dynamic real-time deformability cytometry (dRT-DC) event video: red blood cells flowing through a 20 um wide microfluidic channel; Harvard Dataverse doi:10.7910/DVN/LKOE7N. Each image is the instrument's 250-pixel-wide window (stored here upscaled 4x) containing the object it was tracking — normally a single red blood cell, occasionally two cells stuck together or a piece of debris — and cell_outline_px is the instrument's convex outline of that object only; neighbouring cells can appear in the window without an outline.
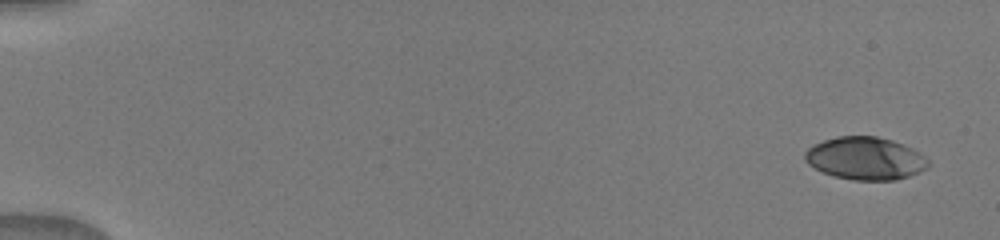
{"species": "human", "species_latin": "Homo sapiens", "temperature_condition": "warm", "stored_images_in_passage": 5, "camera_frame_rate_fps": 3000, "um_per_image_px": 0.085, "donor": {"sex": "male"}, "frame": {"image": 1, "passage_image": 1, "time_ms": 0.0, "image_size_px": [1000, 240], "cell_outline_px": [[928, 168], [920, 172], [896, 180], [852, 180], [832, 176], [808, 164], [804, 160], [804, 152], [812, 144], [836, 136], [876, 136], [892, 140], [904, 144], [920, 152], [928, 160]], "centroid_in_image_um": [73.54, 13.46], "position_along_channel_um": 11.5, "area_um2": 30.92}}
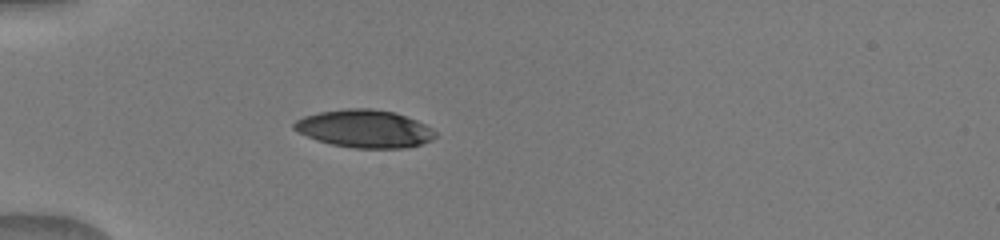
{"frame": {"image": 2, "passage_image": 5, "time_ms": 4.667, "image_size_px": [1000, 240], "cell_outline_px": [[436, 136], [432, 140], [408, 148], [352, 148], [332, 144], [316, 140], [296, 132], [292, 128], [292, 124], [296, 120], [304, 116], [320, 112], [348, 108], [368, 108], [392, 112], [416, 120], [432, 128], [436, 132]], "centroid_in_image_um": [30.96, 10.95], "position_along_channel_um": 54.0, "area_um2": 31.1}}